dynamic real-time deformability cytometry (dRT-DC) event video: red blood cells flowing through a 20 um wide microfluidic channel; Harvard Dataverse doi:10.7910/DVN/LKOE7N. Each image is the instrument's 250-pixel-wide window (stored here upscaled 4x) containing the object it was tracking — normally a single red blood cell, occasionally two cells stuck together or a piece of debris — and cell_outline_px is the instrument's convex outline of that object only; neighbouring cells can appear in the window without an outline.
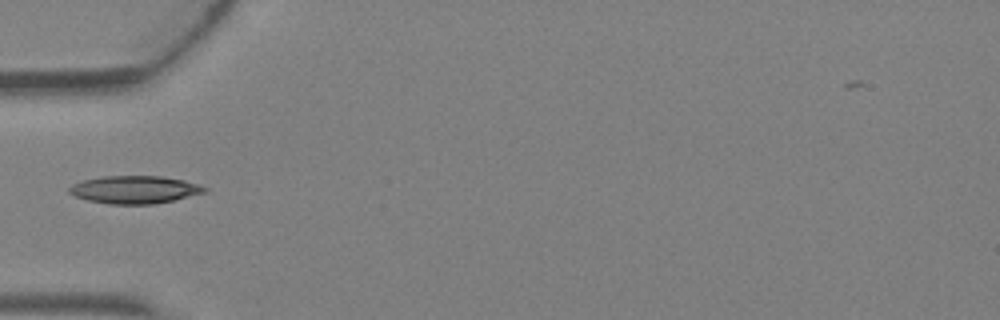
{"species": "Egyptian fruit bat (a non-hibernating species)", "species_latin": "Rousettus aegyptiacus", "temperature_condition": "warm", "stored_images_in_passage": 5, "camera_frame_rate_fps": 3000, "um_per_image_px": 0.085, "animal": {"sex": "female"}, "frame": {"image": 1, "passage_image": 5, "time_ms": 1.333, "image_size_px": [1000, 320], "cell_outline_px": [[208, 192], [172, 200], [152, 204], [108, 204], [88, 200], [76, 196], [68, 192], [68, 188], [72, 184], [84, 180], [104, 176], [160, 176], [184, 180], [208, 188]], "centroid_in_image_um": [11.44, 16.12], "position_along_channel_um": 73.6, "area_um2": 21.73}}